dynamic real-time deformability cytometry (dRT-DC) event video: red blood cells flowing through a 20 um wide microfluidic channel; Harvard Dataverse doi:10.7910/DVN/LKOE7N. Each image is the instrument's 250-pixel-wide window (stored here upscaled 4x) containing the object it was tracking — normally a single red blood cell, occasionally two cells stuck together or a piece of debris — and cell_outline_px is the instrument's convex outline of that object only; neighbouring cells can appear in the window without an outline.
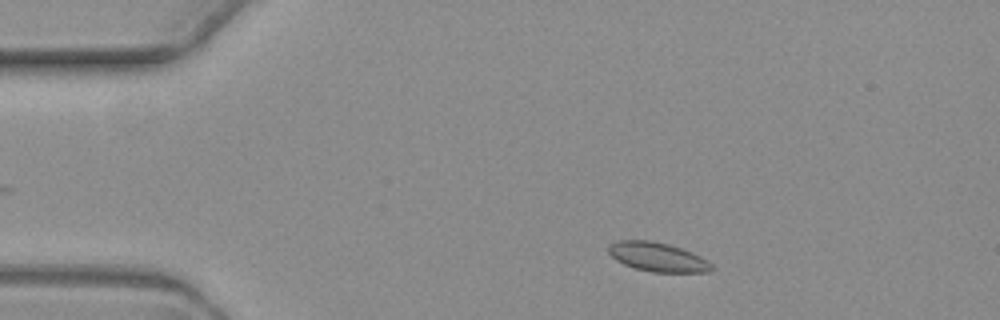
{"species": "common noctule bat (a hibernating species)", "species_latin": "Nyctalus noctula", "temperature_condition": "warm", "stored_images_in_passage": 3, "camera_frame_rate_fps": 3000, "um_per_image_px": 0.085, "animal": {"sex": "female", "body_mass_g": 19.3, "forearm_length_mm": 54.1}, "frame": {"image": 1, "passage_image": 2, "time_ms": 1.333, "image_size_px": [1000, 320], "cell_outline_px": [[716, 268], [708, 272], [652, 272], [636, 268], [624, 264], [616, 260], [608, 252], [608, 244], [616, 240], [652, 240], [668, 244], [692, 252], [708, 260]], "centroid_in_image_um": [55.9, 21.84], "position_along_channel_um": 29.1, "area_um2": 17.63}}